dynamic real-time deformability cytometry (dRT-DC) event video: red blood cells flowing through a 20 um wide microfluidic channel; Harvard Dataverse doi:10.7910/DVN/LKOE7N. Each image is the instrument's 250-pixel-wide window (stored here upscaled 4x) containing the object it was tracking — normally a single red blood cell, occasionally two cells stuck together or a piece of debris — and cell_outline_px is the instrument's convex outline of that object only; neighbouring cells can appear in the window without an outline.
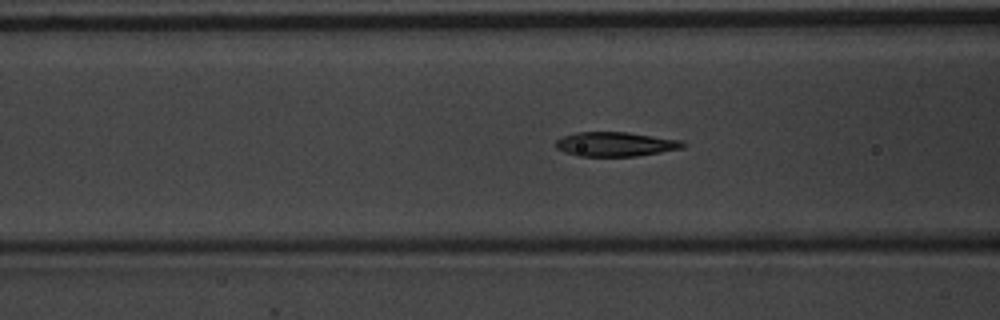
{"species": "common noctule bat (a hibernating species)", "species_latin": "Nyctalus noctula", "temperature_condition": "warm", "stored_images_in_passage": 40, "camera_frame_rate_fps": 3000, "um_per_image_px": 0.085, "animal": {"sex": "male", "body_mass_g": 20.1, "forearm_length_mm": 53.5}, "frame": {"image": 1, "passage_image": 6, "time_ms": 1.667, "image_size_px": [1000, 320], "cell_outline_px": [[688, 144], [684, 148], [636, 156], [576, 156], [564, 152], [556, 148], [556, 140], [564, 136], [576, 132], [628, 132], [684, 140]], "centroid_in_image_um": [52.36, 12.25], "position_along_channel_um": 114.2, "area_um2": 18.26}}
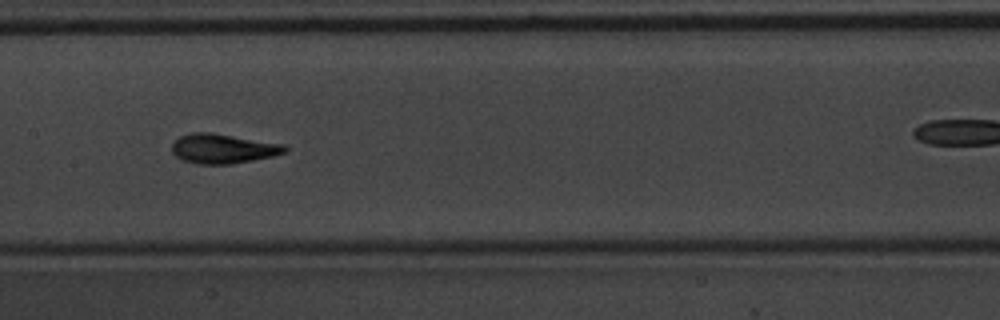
{"frame": {"image": 2, "passage_image": 12, "time_ms": 3.667, "image_size_px": [1000, 320], "cell_outline_px": [[288, 148], [284, 152], [272, 156], [232, 164], [200, 164], [184, 160], [176, 156], [172, 152], [172, 144], [180, 136], [192, 132], [212, 132], [284, 144]], "centroid_in_image_um": [18.95, 12.62], "position_along_channel_um": 188.5, "area_um2": 19.36}}
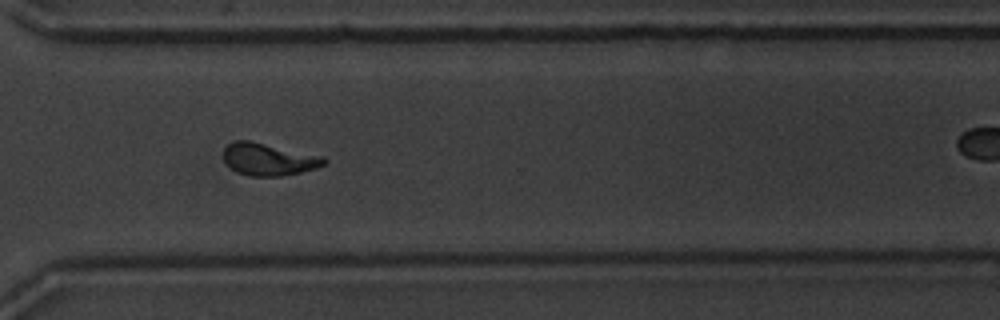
{"frame": {"image": 3, "passage_image": 25, "time_ms": 8.0, "image_size_px": [1000, 320], "cell_outline_px": [[328, 160], [324, 164], [316, 168], [300, 172], [280, 176], [252, 176], [236, 172], [224, 160], [224, 148], [228, 144], [236, 140], [248, 140], [324, 156]], "centroid_in_image_um": [22.84, 13.53], "position_along_channel_um": 347.8, "area_um2": 18.79}, "authors_computed_cell_mechanics": {"area_um2": 18.2937, "velocity_mm_per_s": 3.6896, "shape_relaxation_time_tau1_ms": 2.5466, "shape_relaxation_time_tau2_ms": 1.2917, "deformation_change_tau1": 0.2028, "deformation_change_tau2": 0.0957}}